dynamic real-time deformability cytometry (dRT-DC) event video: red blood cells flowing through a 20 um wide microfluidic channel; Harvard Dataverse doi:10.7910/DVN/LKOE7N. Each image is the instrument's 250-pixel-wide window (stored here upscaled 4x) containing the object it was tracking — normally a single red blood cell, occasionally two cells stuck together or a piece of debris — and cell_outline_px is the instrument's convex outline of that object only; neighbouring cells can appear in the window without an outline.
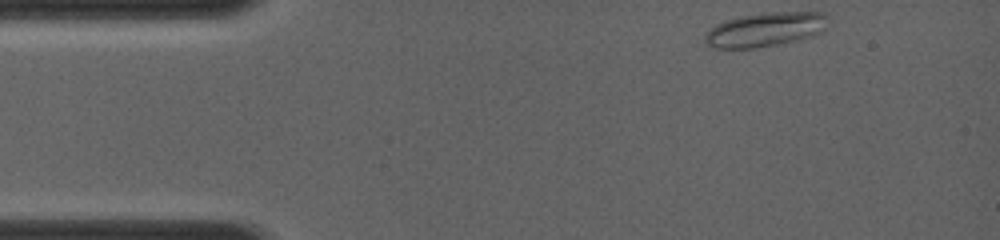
{"species": "common noctule bat (a hibernating species)", "species_latin": "Nyctalus noctula", "temperature_condition": "room temperature", "stored_images_in_passage": 5, "camera_frame_rate_fps": 4000, "um_per_image_px": 0.085, "animal": {"sex": "female", "body_mass_g": 19.0, "forearm_length_mm": 56.7}, "frame": {"image": 1, "passage_image": 1, "time_ms": 0.0, "image_size_px": [1000, 240], "cell_outline_px": [[828, 28], [812, 36], [800, 40], [756, 48], [712, 48], [704, 40], [704, 36], [716, 24], [728, 20], [744, 16], [764, 12], [824, 12], [828, 16]], "centroid_in_image_um": [65.12, 2.51], "position_along_channel_um": 19.9, "area_um2": 24.57}}
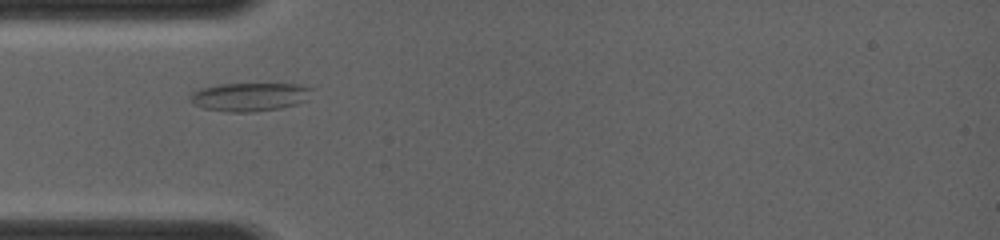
{"frame": {"image": 2, "passage_image": 4, "time_ms": 2.5, "image_size_px": [1000, 240], "cell_outline_px": [[316, 88], [308, 100], [296, 104], [280, 108], [252, 112], [232, 112], [204, 108], [192, 104], [188, 100], [188, 96], [192, 92], [200, 88], [220, 84], [300, 84]], "centroid_in_image_um": [21.25, 8.22], "position_along_channel_um": 63.7, "area_um2": 20.52}}